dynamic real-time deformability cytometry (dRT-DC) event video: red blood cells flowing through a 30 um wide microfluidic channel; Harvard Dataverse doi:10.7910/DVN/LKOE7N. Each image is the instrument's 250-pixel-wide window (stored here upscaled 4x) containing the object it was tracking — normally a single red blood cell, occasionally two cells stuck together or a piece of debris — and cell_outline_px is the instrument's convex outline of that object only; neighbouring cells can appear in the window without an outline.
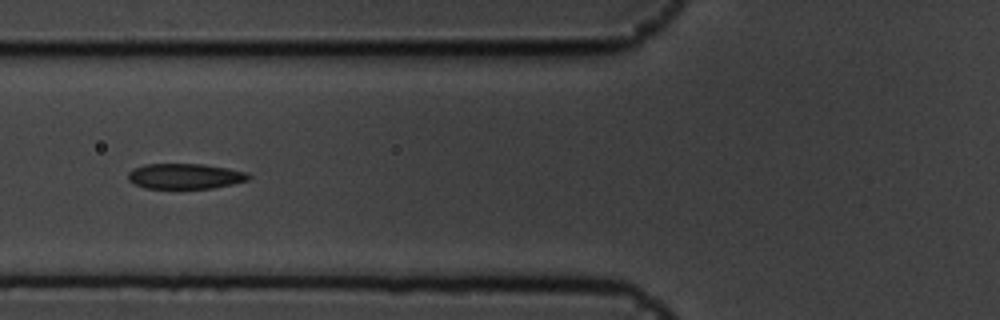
{"species": "common noctule bat (a hibernating species)", "species_latin": "Nyctalus noctula", "temperature_condition": "cold", "stored_images_in_passage": 17, "camera_frame_rate_fps": 3000, "um_per_image_px": 0.085, "animal": {"sex": "male", "body_mass_g": 19.5, "forearm_length_mm": 54.6}, "frame": {"image": 1, "passage_image": 6, "time_ms": 1.667, "image_size_px": [1000, 320], "cell_outline_px": [[252, 176], [248, 180], [232, 184], [212, 188], [144, 188], [132, 184], [128, 180], [128, 172], [132, 168], [144, 164], [204, 164], [228, 168], [248, 172]], "centroid_in_image_um": [15.71, 14.97], "position_along_channel_um": 110.1, "area_um2": 18.03}}
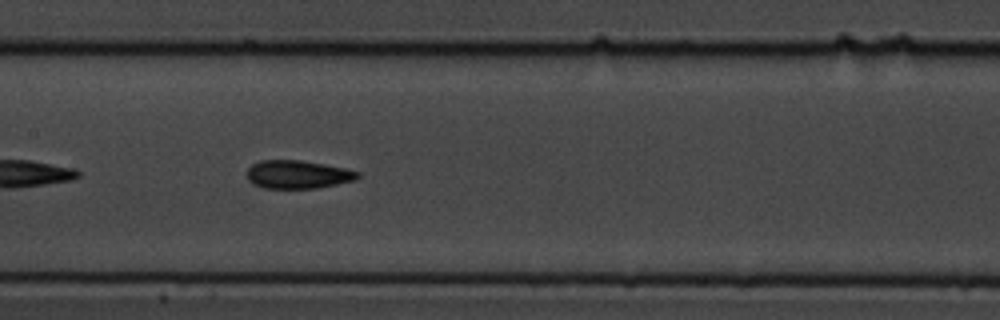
{"frame": {"image": 2, "passage_image": 12, "time_ms": 3.667, "image_size_px": [1000, 320], "cell_outline_px": [[360, 176], [356, 180], [316, 188], [264, 188], [252, 184], [248, 180], [248, 168], [252, 164], [260, 160], [300, 160], [324, 164], [344, 168], [360, 172]], "centroid_in_image_um": [25.3, 14.83], "position_along_channel_um": 182.1, "area_um2": 18.21}}